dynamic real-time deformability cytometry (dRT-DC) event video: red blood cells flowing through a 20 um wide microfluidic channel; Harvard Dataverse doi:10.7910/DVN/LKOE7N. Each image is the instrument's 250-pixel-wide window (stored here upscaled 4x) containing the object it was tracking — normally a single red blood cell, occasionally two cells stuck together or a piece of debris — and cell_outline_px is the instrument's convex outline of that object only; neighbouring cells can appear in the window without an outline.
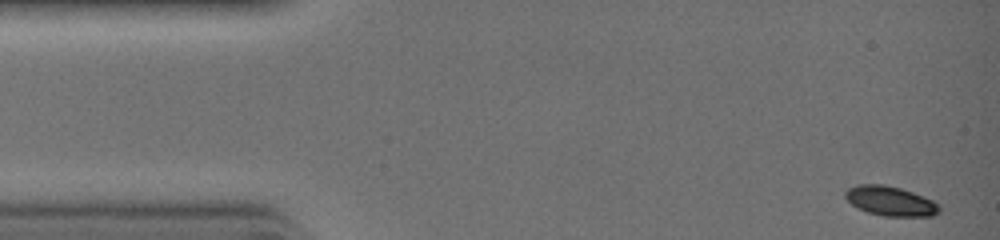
{"species": "common noctule bat (a hibernating species)", "species_latin": "Nyctalus noctula", "temperature_condition": "warm", "stored_images_in_passage": 31, "camera_frame_rate_fps": 3000, "um_per_image_px": 0.085, "animal": {"sex": "female", "body_mass_g": 19.0, "forearm_length_mm": 51.5}, "frame": {"image": 1, "passage_image": 1, "time_ms": 0.0, "image_size_px": [1000, 240], "cell_outline_px": [[940, 212], [932, 216], [884, 216], [868, 212], [852, 204], [844, 196], [844, 192], [848, 188], [856, 184], [884, 184], [900, 188], [912, 192], [932, 200], [940, 208]], "centroid_in_image_um": [75.66, 17.08], "position_along_channel_um": 9.3, "area_um2": 16.07}}
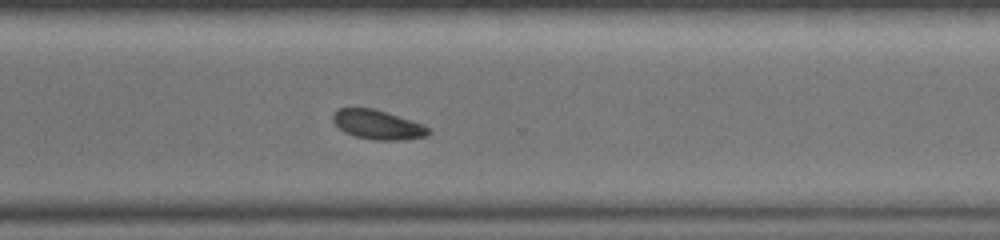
{"frame": {"image": 2, "passage_image": 23, "time_ms": 7.333, "image_size_px": [1000, 240], "cell_outline_px": [[432, 132], [428, 136], [404, 140], [372, 140], [356, 136], [344, 132], [332, 120], [332, 116], [340, 108], [372, 108], [412, 120], [424, 124]], "centroid_in_image_um": [32.15, 10.61], "position_along_channel_um": 338.4, "area_um2": 16.3}}
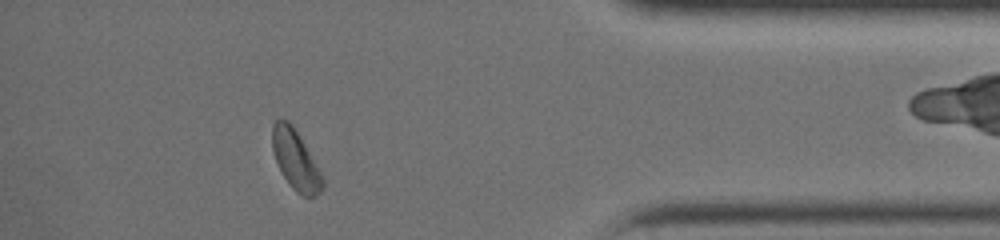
{"frame": {"image": 3, "passage_image": 28, "time_ms": 9.0, "image_size_px": [1000, 240], "cell_outline_px": [[324, 188], [316, 196], [304, 196], [296, 192], [292, 188], [284, 176], [276, 160], [272, 148], [272, 124], [280, 116], [288, 120], [292, 124], [300, 136], [320, 172], [324, 180]], "centroid_in_image_um": [25.11, 13.56], "position_along_channel_um": 410.1, "area_um2": 17.34}}